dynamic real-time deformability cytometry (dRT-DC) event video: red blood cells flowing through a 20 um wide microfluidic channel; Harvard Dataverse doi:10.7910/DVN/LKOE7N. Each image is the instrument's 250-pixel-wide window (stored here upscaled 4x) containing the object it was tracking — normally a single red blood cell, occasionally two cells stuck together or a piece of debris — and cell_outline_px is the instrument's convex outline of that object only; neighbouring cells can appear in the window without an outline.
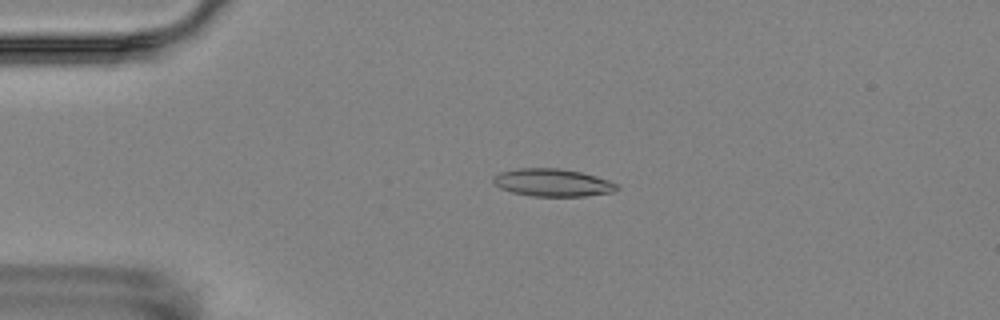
{"species": "Egyptian fruit bat (a non-hibernating species)", "species_latin": "Rousettus aegyptiacus", "temperature_condition": "room temperature", "stored_images_in_passage": 5, "camera_frame_rate_fps": 3000, "um_per_image_px": 0.085, "animal": {"sex": "female"}, "frame": {"image": 1, "passage_image": 4, "time_ms": 3.667, "image_size_px": [1000, 320], "cell_outline_px": [[620, 188], [612, 192], [584, 196], [532, 196], [512, 192], [500, 188], [492, 180], [500, 172], [516, 168], [560, 168], [580, 172], [596, 176], [620, 184]], "centroid_in_image_um": [47.0, 15.52], "position_along_channel_um": 38.0, "area_um2": 19.88}}